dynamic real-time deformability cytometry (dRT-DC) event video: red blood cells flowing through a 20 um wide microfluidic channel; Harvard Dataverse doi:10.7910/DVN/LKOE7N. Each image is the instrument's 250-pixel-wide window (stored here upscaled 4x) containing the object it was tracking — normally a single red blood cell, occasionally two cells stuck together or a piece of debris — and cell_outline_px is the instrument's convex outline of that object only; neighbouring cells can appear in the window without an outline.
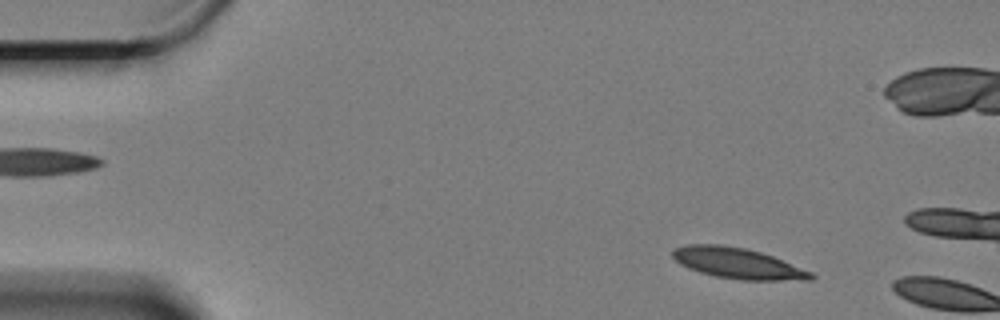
{"species": "Egyptian fruit bat (a non-hibernating species)", "species_latin": "Rousettus aegyptiacus", "temperature_condition": "cold", "stored_images_in_passage": 8, "camera_frame_rate_fps": 3000, "um_per_image_px": 0.085, "animal": {"sex": "female"}, "frame": {"image": 1, "passage_image": 6, "time_ms": 1.667, "image_size_px": [1000, 320], "cell_outline_px": [[816, 276], [812, 280], [740, 280], [716, 276], [700, 272], [688, 268], [680, 264], [672, 256], [672, 248], [688, 244], [720, 244], [744, 248], [760, 252], [772, 256], [812, 272]], "centroid_in_image_um": [62.69, 22.38], "position_along_channel_um": 22.3, "area_um2": 24.74}}